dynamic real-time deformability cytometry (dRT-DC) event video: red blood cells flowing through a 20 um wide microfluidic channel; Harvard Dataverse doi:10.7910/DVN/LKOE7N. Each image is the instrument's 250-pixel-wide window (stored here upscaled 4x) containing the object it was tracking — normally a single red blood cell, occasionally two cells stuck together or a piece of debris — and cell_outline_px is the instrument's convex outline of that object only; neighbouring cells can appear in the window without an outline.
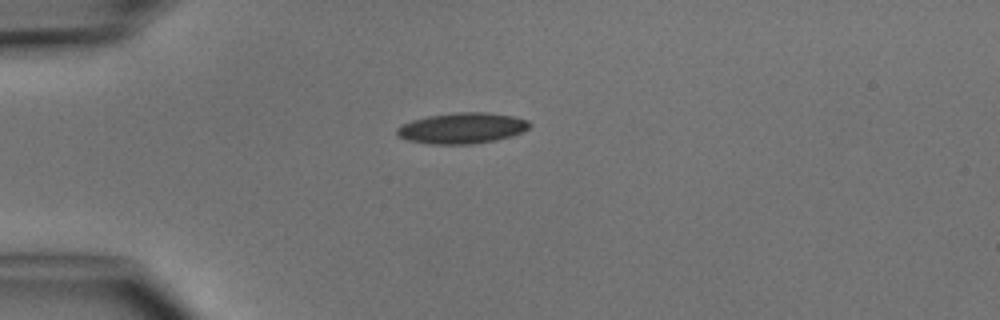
{"species": "common noctule bat (a hibernating species)", "species_latin": "Nyctalus noctula", "temperature_condition": "cold", "stored_images_in_passage": 1, "camera_frame_rate_fps": 3000, "um_per_image_px": 0.085, "animal": {"sex": "male", "body_mass_g": 15.6}, "frame": {"image": 1, "passage_image": 1, "time_ms": 0.0, "image_size_px": [1000, 320], "cell_outline_px": [[532, 124], [528, 128], [520, 132], [496, 140], [472, 144], [428, 144], [408, 140], [396, 136], [396, 128], [400, 124], [412, 120], [428, 116], [460, 112], [488, 112], [512, 116], [528, 120]], "centroid_in_image_um": [39.22, 10.89], "position_along_channel_um": 45.8, "area_um2": 23.81}}